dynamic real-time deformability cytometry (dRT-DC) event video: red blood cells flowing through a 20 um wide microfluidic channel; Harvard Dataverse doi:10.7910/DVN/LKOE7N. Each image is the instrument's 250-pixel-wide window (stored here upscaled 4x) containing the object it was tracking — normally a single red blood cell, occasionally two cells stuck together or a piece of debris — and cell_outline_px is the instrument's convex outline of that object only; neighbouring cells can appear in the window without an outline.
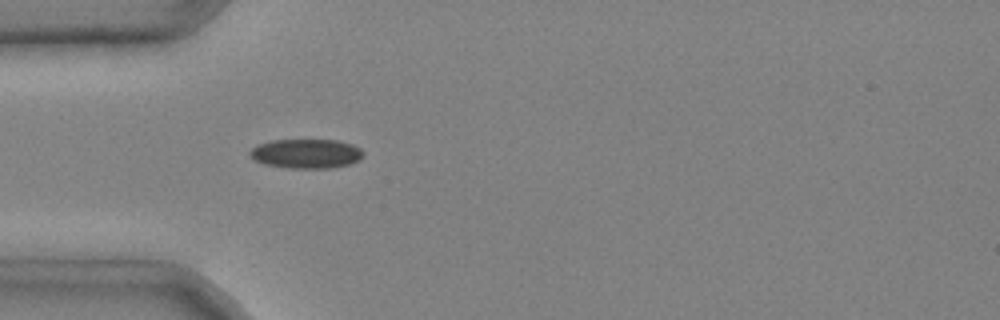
{"species": "common noctule bat (a hibernating species)", "species_latin": "Nyctalus noctula", "temperature_condition": "cold", "stored_images_in_passage": 1, "camera_frame_rate_fps": 3000, "um_per_image_px": 0.085, "animal": {"sex": "male", "body_mass_g": 20.4}, "frame": {"image": 1, "passage_image": 1, "time_ms": 0.0, "image_size_px": [1000, 320], "cell_outline_px": [[364, 156], [360, 160], [352, 164], [332, 168], [288, 168], [264, 164], [252, 160], [248, 156], [248, 152], [256, 144], [272, 140], [336, 140], [352, 144], [360, 148], [364, 152]], "centroid_in_image_um": [26.01, 13.06], "position_along_channel_um": 59.0, "area_um2": 19.83}}